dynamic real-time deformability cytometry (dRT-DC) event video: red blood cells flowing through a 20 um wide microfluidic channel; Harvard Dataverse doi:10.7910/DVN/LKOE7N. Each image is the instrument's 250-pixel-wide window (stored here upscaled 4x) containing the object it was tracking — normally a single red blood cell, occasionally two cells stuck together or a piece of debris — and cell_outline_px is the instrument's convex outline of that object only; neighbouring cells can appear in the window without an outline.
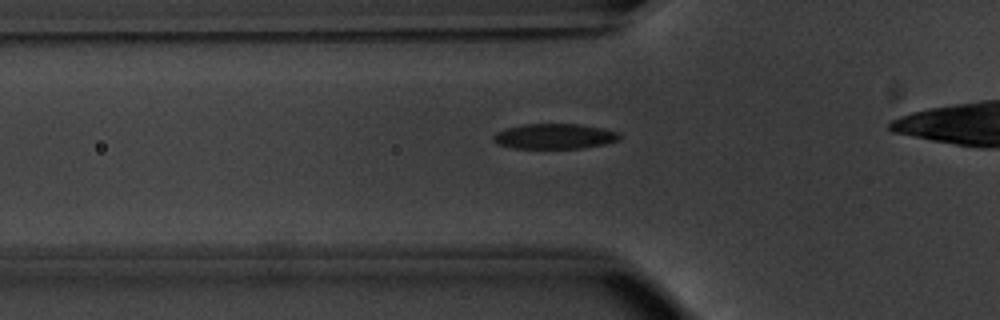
{"species": "common noctule bat (a hibernating species)", "species_latin": "Nyctalus noctula", "temperature_condition": "warm", "stored_images_in_passage": 36, "camera_frame_rate_fps": 3000, "um_per_image_px": 0.085, "animal": {"sex": "male", "body_mass_g": 20.1, "forearm_length_mm": 53.5}, "frame": {"image": 1, "passage_image": 8, "time_ms": 2.333, "image_size_px": [1000, 320], "cell_outline_px": [[620, 140], [604, 144], [580, 148], [512, 148], [496, 144], [492, 140], [492, 136], [496, 132], [504, 128], [520, 124], [580, 124], [604, 128], [620, 132]], "centroid_in_image_um": [47.1, 11.58], "position_along_channel_um": 78.7, "area_um2": 18.84}}
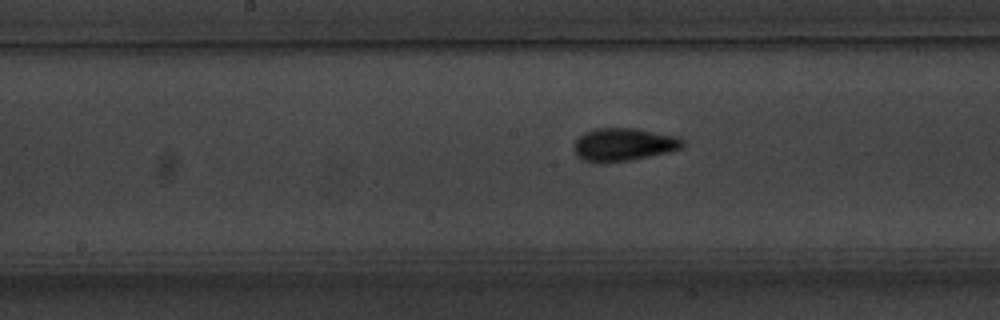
{"frame": {"image": 2, "passage_image": 17, "time_ms": 5.333, "image_size_px": [1000, 320], "cell_outline_px": [[684, 148], [668, 152], [632, 160], [600, 164], [592, 164], [576, 156], [572, 152], [572, 144], [584, 132], [596, 128], [632, 128], [676, 136], [684, 140]], "centroid_in_image_um": [52.94, 12.31], "position_along_channel_um": 195.3, "area_um2": 21.33}}
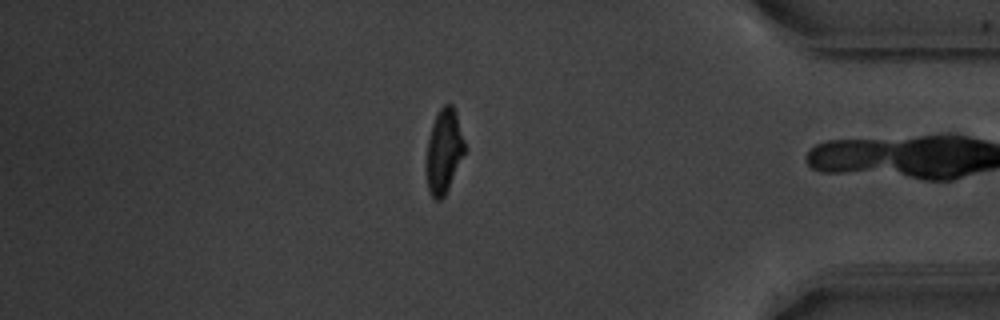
{"frame": {"image": 3, "passage_image": 35, "time_ms": 11.333, "image_size_px": [1000, 320], "cell_outline_px": [[468, 148], [444, 196], [440, 200], [436, 200], [432, 196], [428, 188], [428, 136], [432, 124], [440, 108], [444, 104], [452, 104], [456, 112]], "centroid_in_image_um": [37.8, 12.8], "position_along_channel_um": 397.4, "area_um2": 18.67}, "authors_computed_cell_mechanics": {"area_um2": 19.4497, "velocity_mm_per_s": 3.8488, "shape_relaxation_time_tau1_ms": 3.2613, "shape_relaxation_time_tau2_ms": 1.8622, "deformation_change_tau1": 0.1625, "deformation_change_tau2": 0.0796}}